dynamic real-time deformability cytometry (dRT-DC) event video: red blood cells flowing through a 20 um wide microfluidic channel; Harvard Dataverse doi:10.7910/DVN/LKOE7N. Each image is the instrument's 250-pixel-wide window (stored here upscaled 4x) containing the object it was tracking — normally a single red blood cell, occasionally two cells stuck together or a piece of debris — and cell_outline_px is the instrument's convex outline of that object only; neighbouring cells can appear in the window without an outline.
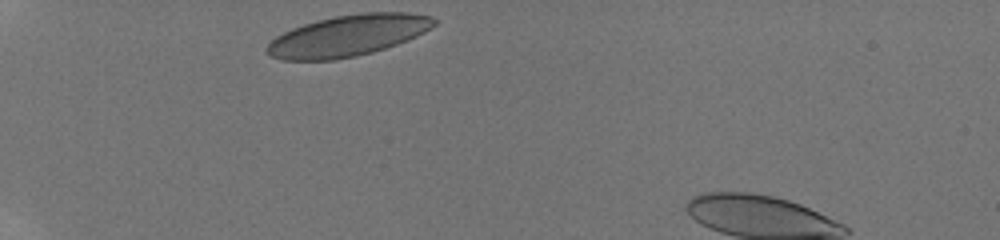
{"species": "human", "species_latin": "Homo sapiens", "temperature_condition": "room temperature", "stored_images_in_passage": 15, "camera_frame_rate_fps": 3000, "um_per_image_px": 0.085, "donor": {"sex": "male"}, "frame": {"image": 1, "passage_image": 1, "time_ms": 0.0, "image_size_px": [1000, 240], "cell_outline_px": [[436, 24], [424, 32], [416, 36], [396, 44], [372, 52], [356, 56], [332, 60], [280, 60], [264, 52], [264, 48], [276, 36], [292, 28], [316, 20], [336, 16], [360, 12], [408, 12], [432, 16], [436, 20]], "centroid_in_image_um": [29.55, 3.02], "position_along_channel_um": 55.4, "area_um2": 40.17}}
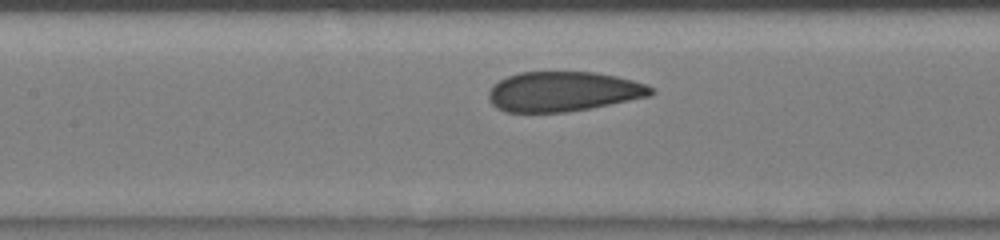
{"frame": {"image": 2, "passage_image": 7, "time_ms": 3.333, "image_size_px": [1000, 240], "cell_outline_px": [[656, 92], [648, 96], [568, 112], [504, 112], [496, 108], [488, 100], [488, 92], [492, 84], [508, 76], [520, 72], [592, 72], [616, 76], [648, 84], [656, 88]], "centroid_in_image_um": [47.85, 7.78], "position_along_channel_um": 159.6, "area_um2": 37.74}}
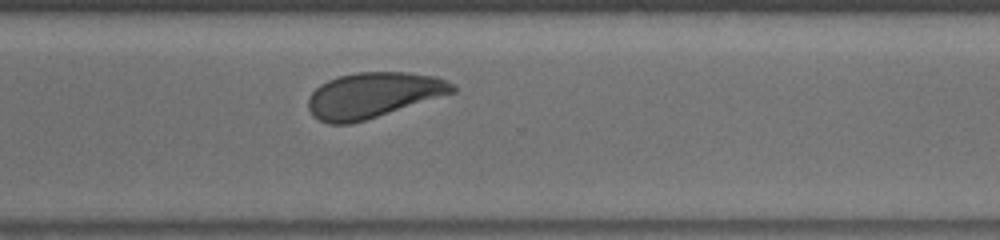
{"frame": {"image": 3, "passage_image": 15, "time_ms": 7.667, "image_size_px": [1000, 240], "cell_outline_px": [[456, 92], [352, 124], [328, 124], [312, 116], [308, 108], [308, 96], [320, 84], [328, 80], [340, 76], [356, 72], [408, 72], [432, 76], [448, 80], [456, 84]], "centroid_in_image_um": [31.72, 8.09], "position_along_channel_um": 338.9, "area_um2": 38.26}}